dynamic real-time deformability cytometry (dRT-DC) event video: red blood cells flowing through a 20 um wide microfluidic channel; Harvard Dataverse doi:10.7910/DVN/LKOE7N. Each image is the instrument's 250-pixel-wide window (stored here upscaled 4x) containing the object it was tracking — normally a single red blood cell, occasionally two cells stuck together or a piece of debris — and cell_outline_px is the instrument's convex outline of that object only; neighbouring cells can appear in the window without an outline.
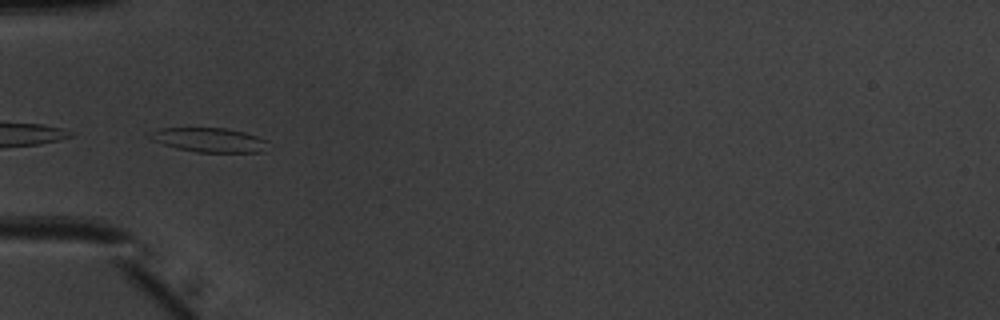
{"species": "common noctule bat (a hibernating species)", "species_latin": "Nyctalus noctula", "temperature_condition": "warm", "stored_images_in_passage": 12, "camera_frame_rate_fps": 3000, "um_per_image_px": 0.085, "animal": {"sex": "male", "body_mass_g": 20.1, "forearm_length_mm": 53.5}, "frame": {"image": 1, "passage_image": 9, "time_ms": 2.667, "image_size_px": [1000, 320], "cell_outline_px": [[268, 140], [260, 152], [196, 152], [176, 148], [152, 140], [144, 136], [160, 128], [224, 128], [244, 132]], "centroid_in_image_um": [17.71, 11.89], "position_along_channel_um": 67.3, "area_um2": 16.53}}